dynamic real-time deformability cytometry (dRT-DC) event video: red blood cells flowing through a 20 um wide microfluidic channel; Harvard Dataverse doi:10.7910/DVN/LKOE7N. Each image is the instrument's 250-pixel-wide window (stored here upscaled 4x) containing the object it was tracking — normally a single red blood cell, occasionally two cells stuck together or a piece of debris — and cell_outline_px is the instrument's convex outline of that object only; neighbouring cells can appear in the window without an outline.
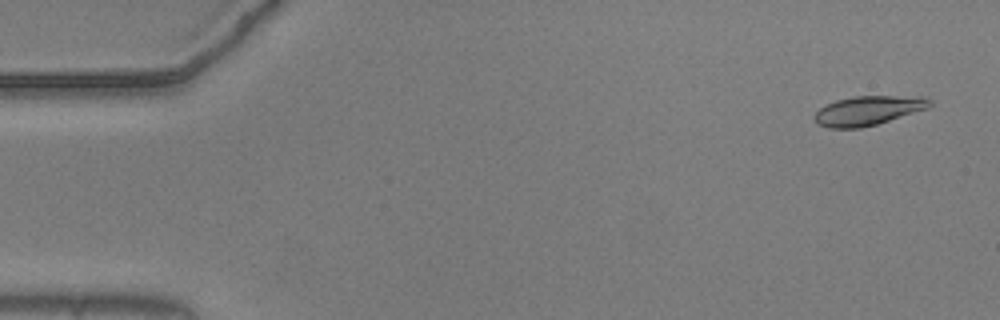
{"species": "common noctule bat (a hibernating species)", "species_latin": "Nyctalus noctula", "temperature_condition": "warm", "stored_images_in_passage": 56, "camera_frame_rate_fps": 3000, "um_per_image_px": 0.085, "animal": {"sex": "male", "body_mass_g": 20.5, "forearm_length_mm": 52.5}, "frame": {"image": 1, "passage_image": 3, "time_ms": 0.667, "image_size_px": [1000, 320], "cell_outline_px": [[932, 104], [928, 108], [876, 124], [860, 128], [828, 128], [816, 124], [812, 116], [820, 108], [836, 100], [852, 96], [928, 96], [932, 100]], "centroid_in_image_um": [73.79, 9.39], "position_along_channel_um": 11.2, "area_um2": 19.83}}
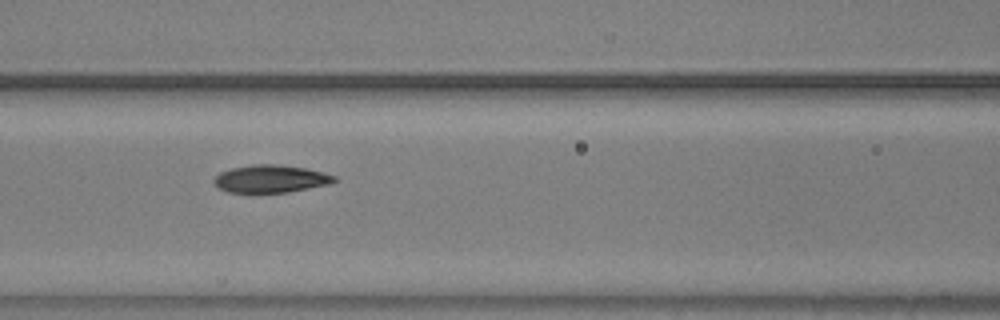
{"frame": {"image": 2, "passage_image": 24, "time_ms": 7.667, "image_size_px": [1000, 320], "cell_outline_px": [[336, 180], [332, 184], [288, 192], [248, 196], [228, 192], [220, 188], [212, 180], [220, 172], [232, 168], [252, 164], [276, 164], [304, 168], [336, 176]], "centroid_in_image_um": [22.96, 15.25], "position_along_channel_um": 143.6, "area_um2": 20.06}}
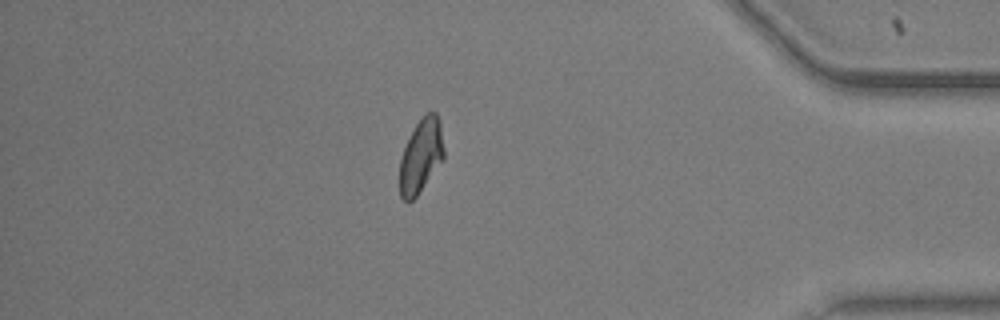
{"frame": {"image": 3, "passage_image": 48, "time_ms": 15.667, "image_size_px": [1000, 320], "cell_outline_px": [[444, 160], [416, 196], [408, 204], [400, 196], [400, 160], [404, 148], [416, 124], [428, 112], [436, 112], [440, 120], [444, 148]], "centroid_in_image_um": [35.8, 13.27], "position_along_channel_um": 399.4, "area_um2": 18.96}, "authors_computed_cell_mechanics": {"area_um2": 19.5075, "velocity_mm_per_s": 3.6622, "shape_relaxation_time_tau1_ms": 2.8134, "shape_relaxation_time_tau2_ms": 1.8094, "deformation_change_tau1": 0.1464, "deformation_change_tau2": 0.0674}}